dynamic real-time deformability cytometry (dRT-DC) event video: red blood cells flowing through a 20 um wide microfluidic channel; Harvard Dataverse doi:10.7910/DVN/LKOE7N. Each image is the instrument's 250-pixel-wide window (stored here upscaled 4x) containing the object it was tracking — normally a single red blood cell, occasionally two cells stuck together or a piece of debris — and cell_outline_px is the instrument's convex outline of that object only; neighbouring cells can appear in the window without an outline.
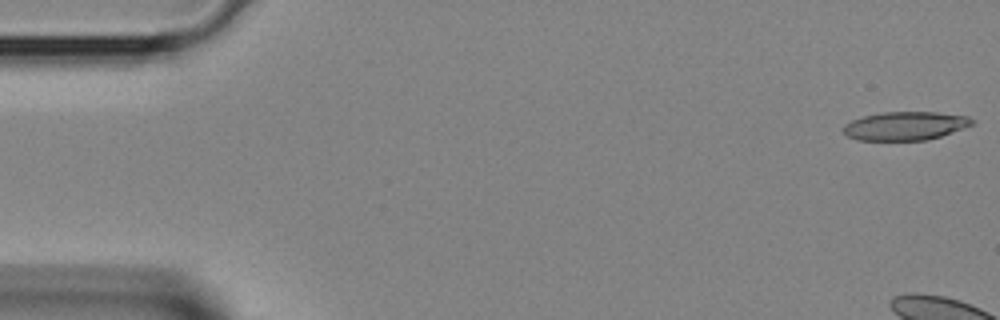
{"species": "Egyptian fruit bat (a non-hibernating species)", "species_latin": "Rousettus aegyptiacus", "temperature_condition": "room temperature", "stored_images_in_passage": 5, "camera_frame_rate_fps": 3000, "um_per_image_px": 0.085, "animal": {"sex": "female"}, "frame": {"image": 1, "passage_image": 1, "time_ms": 0.0, "image_size_px": [1000, 320], "cell_outline_px": [[976, 124], [928, 140], [856, 140], [848, 136], [844, 132], [844, 124], [852, 120], [864, 116], [880, 112], [936, 112], [968, 116], [976, 120]], "centroid_in_image_um": [76.99, 10.69], "position_along_channel_um": 8.0, "area_um2": 21.5}}